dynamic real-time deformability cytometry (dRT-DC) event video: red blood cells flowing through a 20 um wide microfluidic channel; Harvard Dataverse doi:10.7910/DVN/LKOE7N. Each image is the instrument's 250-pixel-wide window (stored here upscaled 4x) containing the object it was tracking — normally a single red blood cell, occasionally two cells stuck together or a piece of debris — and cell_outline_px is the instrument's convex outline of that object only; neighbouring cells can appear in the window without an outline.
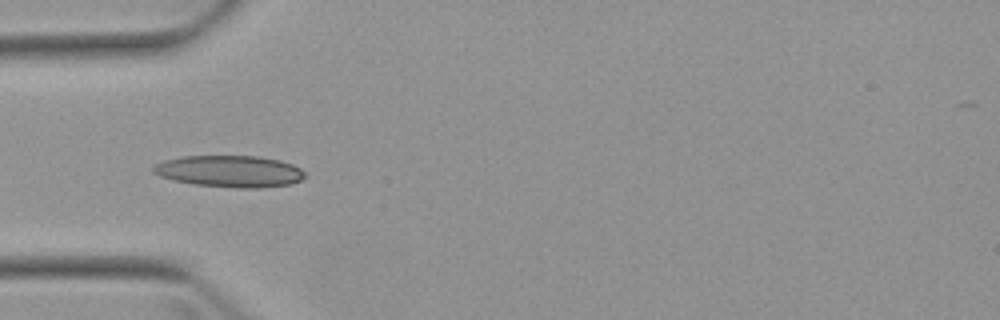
{"species": "Egyptian fruit bat (a non-hibernating species)", "species_latin": "Rousettus aegyptiacus", "temperature_condition": "warm", "stored_images_in_passage": 5, "camera_frame_rate_fps": 3000, "um_per_image_px": 0.085, "animal": {"sex": "female"}, "frame": {"image": 1, "passage_image": 4, "time_ms": 3.333, "image_size_px": [1000, 320], "cell_outline_px": [[304, 176], [300, 180], [292, 184], [260, 188], [240, 188], [196, 184], [176, 180], [160, 176], [152, 172], [152, 168], [156, 164], [164, 160], [184, 156], [260, 156], [280, 160], [292, 164], [300, 168], [304, 172]], "centroid_in_image_um": [19.55, 14.55], "position_along_channel_um": 65.5, "area_um2": 27.86}}